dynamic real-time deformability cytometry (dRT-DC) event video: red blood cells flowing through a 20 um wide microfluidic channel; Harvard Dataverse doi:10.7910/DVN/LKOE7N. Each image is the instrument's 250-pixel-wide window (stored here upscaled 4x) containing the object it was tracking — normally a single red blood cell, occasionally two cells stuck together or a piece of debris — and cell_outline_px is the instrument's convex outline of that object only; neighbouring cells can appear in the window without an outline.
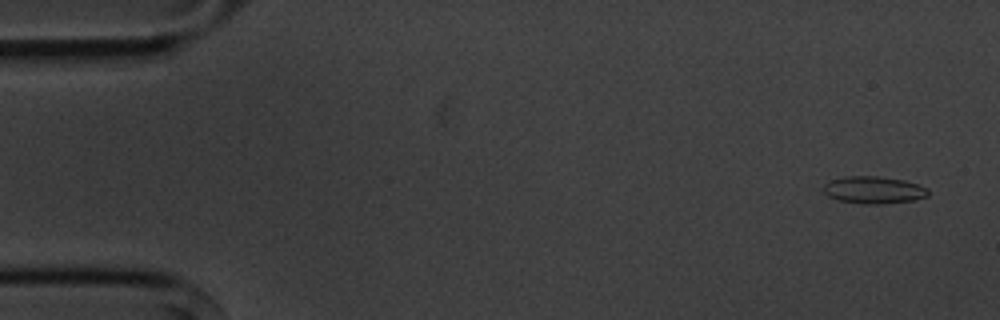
{"species": "common noctule bat (a hibernating species)", "species_latin": "Nyctalus noctula", "temperature_condition": "cold", "stored_images_in_passage": 6, "camera_frame_rate_fps": 3000, "um_per_image_px": 0.085, "animal": {"sex": "male", "body_mass_g": 20.1, "forearm_length_mm": 53.5}, "frame": {"image": 1, "passage_image": 1, "time_ms": 0.0, "image_size_px": [1000, 320], "cell_outline_px": [[928, 196], [912, 200], [880, 204], [864, 204], [840, 200], [828, 196], [824, 192], [824, 184], [832, 180], [844, 176], [876, 176], [904, 180], [928, 188]], "centroid_in_image_um": [74.26, 16.14], "position_along_channel_um": 10.7, "area_um2": 16.42}}
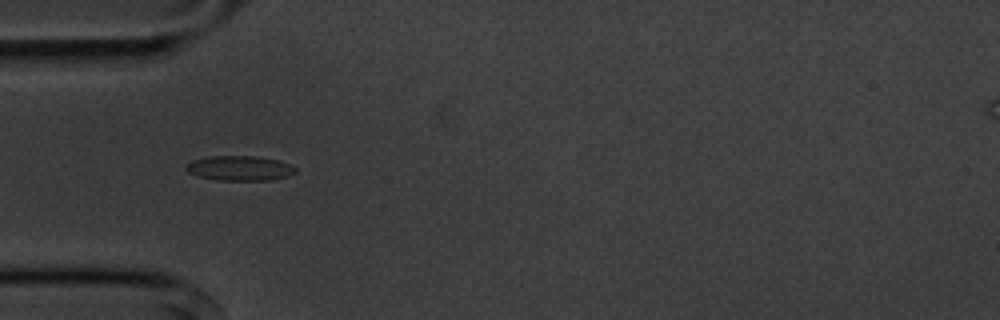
{"frame": {"image": 2, "passage_image": 5, "time_ms": 4.667, "image_size_px": [1000, 320], "cell_outline_px": [[296, 172], [288, 176], [272, 180], [220, 180], [200, 176], [188, 172], [184, 168], [192, 160], [208, 156], [256, 156], [280, 160], [296, 168]], "centroid_in_image_um": [20.39, 14.29], "position_along_channel_um": 64.6, "area_um2": 15.78}}